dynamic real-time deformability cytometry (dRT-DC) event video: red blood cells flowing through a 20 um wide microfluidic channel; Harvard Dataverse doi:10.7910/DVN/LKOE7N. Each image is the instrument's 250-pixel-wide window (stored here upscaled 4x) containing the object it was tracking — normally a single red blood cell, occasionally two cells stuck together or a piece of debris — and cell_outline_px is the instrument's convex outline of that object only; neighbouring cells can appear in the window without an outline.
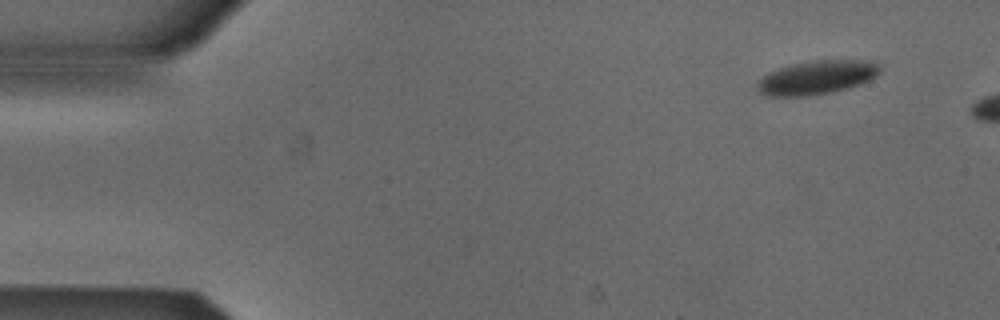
{"species": "Egyptian fruit bat (a non-hibernating species)", "species_latin": "Rousettus aegyptiacus", "temperature_condition": "cold", "stored_images_in_passage": 8, "camera_frame_rate_fps": 3000, "um_per_image_px": 0.085, "animal": {"sex": "male"}, "frame": {"image": 1, "passage_image": 1, "time_ms": 0.0, "image_size_px": [1000, 320], "cell_outline_px": [[880, 72], [876, 76], [860, 84], [848, 88], [832, 92], [808, 96], [768, 96], [760, 92], [756, 88], [756, 84], [768, 72], [792, 64], [812, 60], [880, 60]], "centroid_in_image_um": [69.48, 6.57], "position_along_channel_um": 15.5, "area_um2": 24.33}}